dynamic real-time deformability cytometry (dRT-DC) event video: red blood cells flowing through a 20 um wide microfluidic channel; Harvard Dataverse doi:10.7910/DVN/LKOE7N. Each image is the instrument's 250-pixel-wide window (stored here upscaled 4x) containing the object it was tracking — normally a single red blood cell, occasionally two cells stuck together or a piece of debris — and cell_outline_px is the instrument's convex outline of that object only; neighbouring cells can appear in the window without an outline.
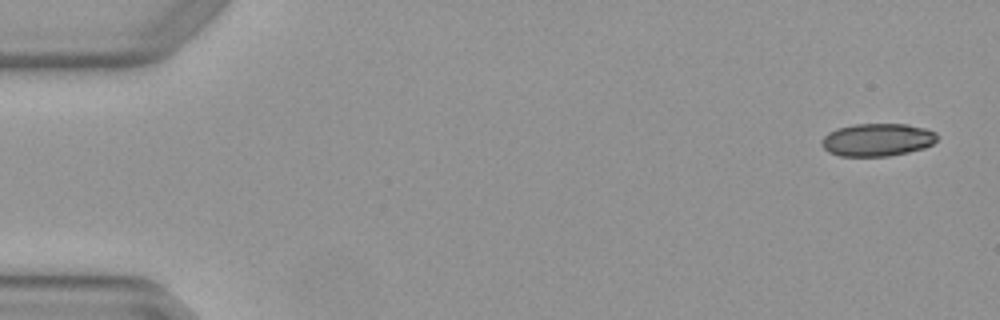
{"species": "Egyptian fruit bat (a non-hibernating species)", "species_latin": "Rousettus aegyptiacus", "temperature_condition": "warm", "stored_images_in_passage": 4, "camera_frame_rate_fps": 3000, "um_per_image_px": 0.085, "animal": {"sex": "female"}, "frame": {"image": 1, "passage_image": 1, "time_ms": 0.0, "image_size_px": [1000, 320], "cell_outline_px": [[936, 140], [932, 144], [924, 148], [908, 152], [888, 156], [840, 156], [828, 152], [820, 144], [820, 140], [828, 132], [836, 128], [856, 124], [908, 124], [924, 128], [936, 132]], "centroid_in_image_um": [74.53, 11.88], "position_along_channel_um": 10.5, "area_um2": 22.14}}